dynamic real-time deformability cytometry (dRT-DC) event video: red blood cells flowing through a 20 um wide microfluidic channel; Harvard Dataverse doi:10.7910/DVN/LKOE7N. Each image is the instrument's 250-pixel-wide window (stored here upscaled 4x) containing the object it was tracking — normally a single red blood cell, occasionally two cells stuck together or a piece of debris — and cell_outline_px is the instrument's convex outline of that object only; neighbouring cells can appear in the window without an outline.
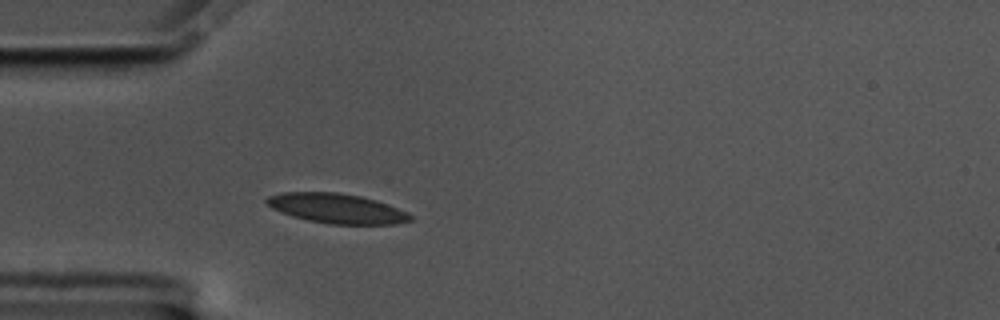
{"species": "common noctule bat (a hibernating species)", "species_latin": "Nyctalus noctula", "temperature_condition": "cold", "stored_images_in_passage": 42, "camera_frame_rate_fps": 3000, "um_per_image_px": 0.085, "animal": {"sex": "male", "body_mass_g": 17.5, "forearm_length_mm": 52.3}, "frame": {"image": 1, "passage_image": 1, "time_ms": 0.0, "image_size_px": [1000, 320], "cell_outline_px": [[412, 220], [396, 224], [328, 224], [308, 220], [292, 216], [280, 212], [272, 208], [264, 200], [268, 196], [284, 192], [336, 192], [360, 196], [376, 200], [388, 204], [408, 212], [412, 216]], "centroid_in_image_um": [28.63, 17.72], "position_along_channel_um": 56.4, "area_um2": 24.91}}
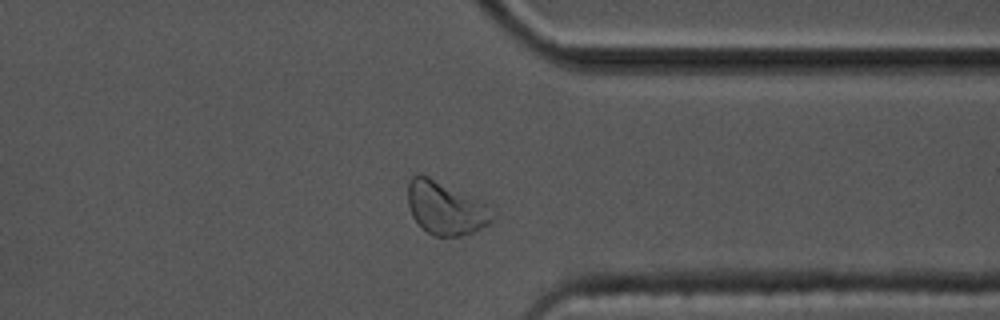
{"frame": {"image": 2, "passage_image": 29, "time_ms": 9.333, "image_size_px": [1000, 320], "cell_outline_px": [[496, 216], [488, 224], [472, 232], [456, 236], [436, 236], [428, 232], [412, 216], [408, 204], [408, 184], [412, 176], [420, 172], [480, 200], [496, 208]], "centroid_in_image_um": [37.92, 17.66], "position_along_channel_um": 373.5, "area_um2": 26.24}}
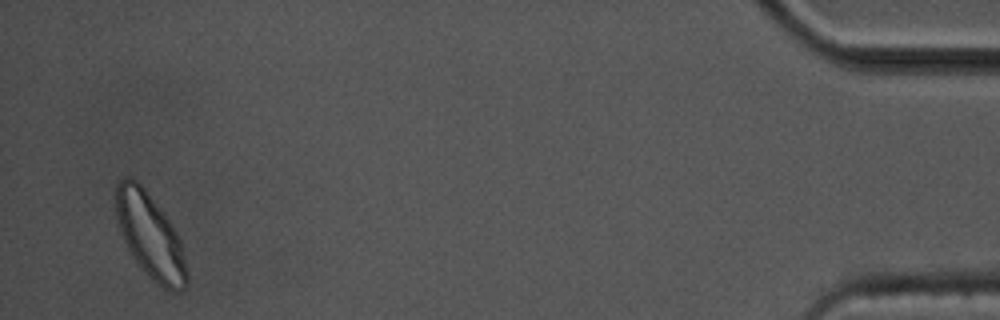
{"frame": {"image": 3, "passage_image": 40, "time_ms": 13.0, "image_size_px": [1000, 320], "cell_outline_px": [[188, 284], [180, 292], [172, 292], [164, 288], [152, 280], [148, 276], [136, 260], [128, 248], [124, 240], [116, 216], [116, 184], [124, 176], [132, 176], [144, 188], [164, 212], [172, 224], [180, 240], [188, 272]], "centroid_in_image_um": [12.79, 20.05], "position_along_channel_um": 422.4, "area_um2": 35.03}, "authors_computed_cell_mechanics": {"area_um2": 24.4783, "velocity_mm_per_s": 3.4884, "shape_relaxation_time_tau1_ms": 5.9417, "shape_relaxation_time_tau2_ms": 1.5532, "deformation_change_tau1": 0.1113, "deformation_change_tau2": 0.0727}}